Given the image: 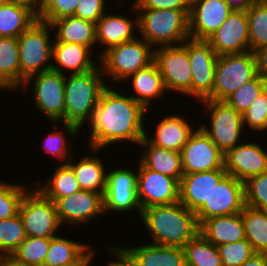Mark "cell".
Masks as SVG:
<instances>
[{"mask_svg":"<svg viewBox=\"0 0 267 266\" xmlns=\"http://www.w3.org/2000/svg\"><path fill=\"white\" fill-rule=\"evenodd\" d=\"M0 266H28L24 262L17 260L12 255H1L0 256Z\"/></svg>","mask_w":267,"mask_h":266,"instance_id":"53","label":"cell"},{"mask_svg":"<svg viewBox=\"0 0 267 266\" xmlns=\"http://www.w3.org/2000/svg\"><path fill=\"white\" fill-rule=\"evenodd\" d=\"M227 174L242 182L267 171V150L254 142L240 143L225 154Z\"/></svg>","mask_w":267,"mask_h":266,"instance_id":"18","label":"cell"},{"mask_svg":"<svg viewBox=\"0 0 267 266\" xmlns=\"http://www.w3.org/2000/svg\"><path fill=\"white\" fill-rule=\"evenodd\" d=\"M256 75V60L253 52L218 55L213 92L206 99L225 101Z\"/></svg>","mask_w":267,"mask_h":266,"instance_id":"8","label":"cell"},{"mask_svg":"<svg viewBox=\"0 0 267 266\" xmlns=\"http://www.w3.org/2000/svg\"><path fill=\"white\" fill-rule=\"evenodd\" d=\"M62 124H63L62 131L58 130V126L56 122L55 124H53L54 129L56 128V130H54L50 135L44 138V143L42 144V146L44 147V150L48 154H52L53 157L56 158V160L58 158V161L59 160L62 161V163H59V164H67V162L70 159H72L71 154L73 153V151L71 150L73 148L72 147L73 143L71 145L68 144L69 141L67 142L66 140L68 138L63 134L67 133L70 137H72L73 139H76L75 137L80 135L79 134L80 130L75 125H71L67 123H62Z\"/></svg>","mask_w":267,"mask_h":266,"instance_id":"38","label":"cell"},{"mask_svg":"<svg viewBox=\"0 0 267 266\" xmlns=\"http://www.w3.org/2000/svg\"><path fill=\"white\" fill-rule=\"evenodd\" d=\"M245 205L267 211V171L244 182Z\"/></svg>","mask_w":267,"mask_h":266,"instance_id":"43","label":"cell"},{"mask_svg":"<svg viewBox=\"0 0 267 266\" xmlns=\"http://www.w3.org/2000/svg\"><path fill=\"white\" fill-rule=\"evenodd\" d=\"M232 11L224 0H191L189 37L207 40Z\"/></svg>","mask_w":267,"mask_h":266,"instance_id":"20","label":"cell"},{"mask_svg":"<svg viewBox=\"0 0 267 266\" xmlns=\"http://www.w3.org/2000/svg\"><path fill=\"white\" fill-rule=\"evenodd\" d=\"M58 218L62 226L88 224L101 214L104 215L103 194L91 190H79L60 198L56 202Z\"/></svg>","mask_w":267,"mask_h":266,"instance_id":"17","label":"cell"},{"mask_svg":"<svg viewBox=\"0 0 267 266\" xmlns=\"http://www.w3.org/2000/svg\"><path fill=\"white\" fill-rule=\"evenodd\" d=\"M92 51L89 47L76 43L54 42L51 70L62 75L67 72L77 74L93 70L99 65V61H93L95 59L91 56L94 54Z\"/></svg>","mask_w":267,"mask_h":266,"instance_id":"23","label":"cell"},{"mask_svg":"<svg viewBox=\"0 0 267 266\" xmlns=\"http://www.w3.org/2000/svg\"><path fill=\"white\" fill-rule=\"evenodd\" d=\"M31 86L35 108L49 121L64 123L65 75L54 70L38 73L27 78L20 89L27 91Z\"/></svg>","mask_w":267,"mask_h":266,"instance_id":"10","label":"cell"},{"mask_svg":"<svg viewBox=\"0 0 267 266\" xmlns=\"http://www.w3.org/2000/svg\"><path fill=\"white\" fill-rule=\"evenodd\" d=\"M200 233L215 246L245 239L242 214L209 218L200 225Z\"/></svg>","mask_w":267,"mask_h":266,"instance_id":"29","label":"cell"},{"mask_svg":"<svg viewBox=\"0 0 267 266\" xmlns=\"http://www.w3.org/2000/svg\"><path fill=\"white\" fill-rule=\"evenodd\" d=\"M186 266H223L217 248L201 233L184 247Z\"/></svg>","mask_w":267,"mask_h":266,"instance_id":"37","label":"cell"},{"mask_svg":"<svg viewBox=\"0 0 267 266\" xmlns=\"http://www.w3.org/2000/svg\"><path fill=\"white\" fill-rule=\"evenodd\" d=\"M107 253L109 252L112 256V259L115 260L107 263L108 266H136L135 262L130 258V256L121 248L117 246H109L107 248Z\"/></svg>","mask_w":267,"mask_h":266,"instance_id":"49","label":"cell"},{"mask_svg":"<svg viewBox=\"0 0 267 266\" xmlns=\"http://www.w3.org/2000/svg\"><path fill=\"white\" fill-rule=\"evenodd\" d=\"M54 1L55 0H36V17L39 19Z\"/></svg>","mask_w":267,"mask_h":266,"instance_id":"55","label":"cell"},{"mask_svg":"<svg viewBox=\"0 0 267 266\" xmlns=\"http://www.w3.org/2000/svg\"><path fill=\"white\" fill-rule=\"evenodd\" d=\"M38 18L28 9L7 3L0 6V34L4 37L18 38Z\"/></svg>","mask_w":267,"mask_h":266,"instance_id":"34","label":"cell"},{"mask_svg":"<svg viewBox=\"0 0 267 266\" xmlns=\"http://www.w3.org/2000/svg\"><path fill=\"white\" fill-rule=\"evenodd\" d=\"M3 38L4 36L0 34V42L2 41Z\"/></svg>","mask_w":267,"mask_h":266,"instance_id":"58","label":"cell"},{"mask_svg":"<svg viewBox=\"0 0 267 266\" xmlns=\"http://www.w3.org/2000/svg\"><path fill=\"white\" fill-rule=\"evenodd\" d=\"M135 9L190 10L191 0H135Z\"/></svg>","mask_w":267,"mask_h":266,"instance_id":"48","label":"cell"},{"mask_svg":"<svg viewBox=\"0 0 267 266\" xmlns=\"http://www.w3.org/2000/svg\"><path fill=\"white\" fill-rule=\"evenodd\" d=\"M50 30L49 23L38 19L17 38L20 88L32 75L51 70L54 39H51Z\"/></svg>","mask_w":267,"mask_h":266,"instance_id":"5","label":"cell"},{"mask_svg":"<svg viewBox=\"0 0 267 266\" xmlns=\"http://www.w3.org/2000/svg\"><path fill=\"white\" fill-rule=\"evenodd\" d=\"M244 206V182L226 174L214 187L208 202H205L195 214L201 225L212 217L241 213Z\"/></svg>","mask_w":267,"mask_h":266,"instance_id":"14","label":"cell"},{"mask_svg":"<svg viewBox=\"0 0 267 266\" xmlns=\"http://www.w3.org/2000/svg\"><path fill=\"white\" fill-rule=\"evenodd\" d=\"M107 2V0H80L74 16L96 24L108 10L105 5Z\"/></svg>","mask_w":267,"mask_h":266,"instance_id":"46","label":"cell"},{"mask_svg":"<svg viewBox=\"0 0 267 266\" xmlns=\"http://www.w3.org/2000/svg\"><path fill=\"white\" fill-rule=\"evenodd\" d=\"M199 102L205 106L203 111L208 113L206 117L210 115L209 127L201 123L199 128L210 137L224 155L242 143L241 137L244 135L242 115L235 108L226 101L204 99Z\"/></svg>","mask_w":267,"mask_h":266,"instance_id":"7","label":"cell"},{"mask_svg":"<svg viewBox=\"0 0 267 266\" xmlns=\"http://www.w3.org/2000/svg\"><path fill=\"white\" fill-rule=\"evenodd\" d=\"M91 246L56 236L51 238L43 266H66L71 264H91L95 250Z\"/></svg>","mask_w":267,"mask_h":266,"instance_id":"26","label":"cell"},{"mask_svg":"<svg viewBox=\"0 0 267 266\" xmlns=\"http://www.w3.org/2000/svg\"><path fill=\"white\" fill-rule=\"evenodd\" d=\"M54 42L76 43L91 50L96 42L95 23L77 16H67L53 21L51 24ZM56 30V31H55Z\"/></svg>","mask_w":267,"mask_h":266,"instance_id":"30","label":"cell"},{"mask_svg":"<svg viewBox=\"0 0 267 266\" xmlns=\"http://www.w3.org/2000/svg\"><path fill=\"white\" fill-rule=\"evenodd\" d=\"M207 41L217 55L249 51V28L246 11H232Z\"/></svg>","mask_w":267,"mask_h":266,"instance_id":"19","label":"cell"},{"mask_svg":"<svg viewBox=\"0 0 267 266\" xmlns=\"http://www.w3.org/2000/svg\"><path fill=\"white\" fill-rule=\"evenodd\" d=\"M136 266H186L183 248L160 246L150 242L142 246L122 247Z\"/></svg>","mask_w":267,"mask_h":266,"instance_id":"27","label":"cell"},{"mask_svg":"<svg viewBox=\"0 0 267 266\" xmlns=\"http://www.w3.org/2000/svg\"><path fill=\"white\" fill-rule=\"evenodd\" d=\"M242 266H267V253L255 252Z\"/></svg>","mask_w":267,"mask_h":266,"instance_id":"51","label":"cell"},{"mask_svg":"<svg viewBox=\"0 0 267 266\" xmlns=\"http://www.w3.org/2000/svg\"><path fill=\"white\" fill-rule=\"evenodd\" d=\"M125 81H129V84L131 82L134 90L135 96L133 94L129 96L147 111L151 105L153 106L152 103L155 99L163 98L165 96L164 92H167L159 68L154 61L147 67L130 75Z\"/></svg>","mask_w":267,"mask_h":266,"instance_id":"25","label":"cell"},{"mask_svg":"<svg viewBox=\"0 0 267 266\" xmlns=\"http://www.w3.org/2000/svg\"><path fill=\"white\" fill-rule=\"evenodd\" d=\"M140 219L155 245L183 248L200 233L195 212L181 202L143 209Z\"/></svg>","mask_w":267,"mask_h":266,"instance_id":"2","label":"cell"},{"mask_svg":"<svg viewBox=\"0 0 267 266\" xmlns=\"http://www.w3.org/2000/svg\"><path fill=\"white\" fill-rule=\"evenodd\" d=\"M10 3L24 7L36 16V0H10Z\"/></svg>","mask_w":267,"mask_h":266,"instance_id":"54","label":"cell"},{"mask_svg":"<svg viewBox=\"0 0 267 266\" xmlns=\"http://www.w3.org/2000/svg\"><path fill=\"white\" fill-rule=\"evenodd\" d=\"M187 52L192 72L191 97L201 101L213 92L218 55L207 40L191 38L187 39Z\"/></svg>","mask_w":267,"mask_h":266,"instance_id":"13","label":"cell"},{"mask_svg":"<svg viewBox=\"0 0 267 266\" xmlns=\"http://www.w3.org/2000/svg\"><path fill=\"white\" fill-rule=\"evenodd\" d=\"M157 64L166 90L191 98L192 72L187 52V40L181 45L154 49Z\"/></svg>","mask_w":267,"mask_h":266,"instance_id":"11","label":"cell"},{"mask_svg":"<svg viewBox=\"0 0 267 266\" xmlns=\"http://www.w3.org/2000/svg\"><path fill=\"white\" fill-rule=\"evenodd\" d=\"M144 147L138 159L146 168L173 177L180 182L183 176L180 152L152 145L145 137L138 144Z\"/></svg>","mask_w":267,"mask_h":266,"instance_id":"31","label":"cell"},{"mask_svg":"<svg viewBox=\"0 0 267 266\" xmlns=\"http://www.w3.org/2000/svg\"><path fill=\"white\" fill-rule=\"evenodd\" d=\"M66 266H91L90 264H71Z\"/></svg>","mask_w":267,"mask_h":266,"instance_id":"56","label":"cell"},{"mask_svg":"<svg viewBox=\"0 0 267 266\" xmlns=\"http://www.w3.org/2000/svg\"><path fill=\"white\" fill-rule=\"evenodd\" d=\"M180 155L184 174L225 170V155L200 128L191 134Z\"/></svg>","mask_w":267,"mask_h":266,"instance_id":"15","label":"cell"},{"mask_svg":"<svg viewBox=\"0 0 267 266\" xmlns=\"http://www.w3.org/2000/svg\"><path fill=\"white\" fill-rule=\"evenodd\" d=\"M139 36L154 49L156 46L181 45L189 39L190 10L135 9ZM139 13H137V12Z\"/></svg>","mask_w":267,"mask_h":266,"instance_id":"4","label":"cell"},{"mask_svg":"<svg viewBox=\"0 0 267 266\" xmlns=\"http://www.w3.org/2000/svg\"><path fill=\"white\" fill-rule=\"evenodd\" d=\"M22 219L17 213L15 216L0 220V256L12 253L26 239Z\"/></svg>","mask_w":267,"mask_h":266,"instance_id":"39","label":"cell"},{"mask_svg":"<svg viewBox=\"0 0 267 266\" xmlns=\"http://www.w3.org/2000/svg\"><path fill=\"white\" fill-rule=\"evenodd\" d=\"M137 191L141 209L179 202L180 182L146 168L138 160Z\"/></svg>","mask_w":267,"mask_h":266,"instance_id":"16","label":"cell"},{"mask_svg":"<svg viewBox=\"0 0 267 266\" xmlns=\"http://www.w3.org/2000/svg\"><path fill=\"white\" fill-rule=\"evenodd\" d=\"M249 28V51L267 46V0L254 1L246 10Z\"/></svg>","mask_w":267,"mask_h":266,"instance_id":"36","label":"cell"},{"mask_svg":"<svg viewBox=\"0 0 267 266\" xmlns=\"http://www.w3.org/2000/svg\"><path fill=\"white\" fill-rule=\"evenodd\" d=\"M223 266H242L255 251L247 239L216 246Z\"/></svg>","mask_w":267,"mask_h":266,"instance_id":"45","label":"cell"},{"mask_svg":"<svg viewBox=\"0 0 267 266\" xmlns=\"http://www.w3.org/2000/svg\"><path fill=\"white\" fill-rule=\"evenodd\" d=\"M115 84L111 83L112 86L108 85L102 91L88 123L91 132L89 148L102 150L111 144L125 142L139 144L145 137L144 120L149 111L128 94L116 91Z\"/></svg>","mask_w":267,"mask_h":266,"instance_id":"1","label":"cell"},{"mask_svg":"<svg viewBox=\"0 0 267 266\" xmlns=\"http://www.w3.org/2000/svg\"><path fill=\"white\" fill-rule=\"evenodd\" d=\"M233 11H246L257 0H224Z\"/></svg>","mask_w":267,"mask_h":266,"instance_id":"52","label":"cell"},{"mask_svg":"<svg viewBox=\"0 0 267 266\" xmlns=\"http://www.w3.org/2000/svg\"><path fill=\"white\" fill-rule=\"evenodd\" d=\"M266 88L267 81L257 74L233 92L225 101L242 114Z\"/></svg>","mask_w":267,"mask_h":266,"instance_id":"41","label":"cell"},{"mask_svg":"<svg viewBox=\"0 0 267 266\" xmlns=\"http://www.w3.org/2000/svg\"><path fill=\"white\" fill-rule=\"evenodd\" d=\"M241 115L245 128L249 127L252 131L259 132L258 134L267 131V88Z\"/></svg>","mask_w":267,"mask_h":266,"instance_id":"44","label":"cell"},{"mask_svg":"<svg viewBox=\"0 0 267 266\" xmlns=\"http://www.w3.org/2000/svg\"><path fill=\"white\" fill-rule=\"evenodd\" d=\"M50 241L51 238L26 237L12 256L28 266H43Z\"/></svg>","mask_w":267,"mask_h":266,"instance_id":"40","label":"cell"},{"mask_svg":"<svg viewBox=\"0 0 267 266\" xmlns=\"http://www.w3.org/2000/svg\"><path fill=\"white\" fill-rule=\"evenodd\" d=\"M19 46L17 38L4 37L0 42V90L20 88Z\"/></svg>","mask_w":267,"mask_h":266,"instance_id":"32","label":"cell"},{"mask_svg":"<svg viewBox=\"0 0 267 266\" xmlns=\"http://www.w3.org/2000/svg\"><path fill=\"white\" fill-rule=\"evenodd\" d=\"M10 0H0V6L9 3Z\"/></svg>","mask_w":267,"mask_h":266,"instance_id":"57","label":"cell"},{"mask_svg":"<svg viewBox=\"0 0 267 266\" xmlns=\"http://www.w3.org/2000/svg\"><path fill=\"white\" fill-rule=\"evenodd\" d=\"M245 239L255 252L267 253V211L244 206L242 212Z\"/></svg>","mask_w":267,"mask_h":266,"instance_id":"35","label":"cell"},{"mask_svg":"<svg viewBox=\"0 0 267 266\" xmlns=\"http://www.w3.org/2000/svg\"><path fill=\"white\" fill-rule=\"evenodd\" d=\"M103 77L100 64L84 73L65 75L64 123L75 125L82 131L84 124L91 121L100 95L109 83Z\"/></svg>","mask_w":267,"mask_h":266,"instance_id":"3","label":"cell"},{"mask_svg":"<svg viewBox=\"0 0 267 266\" xmlns=\"http://www.w3.org/2000/svg\"><path fill=\"white\" fill-rule=\"evenodd\" d=\"M226 174V170L183 174L179 184V202L196 212L205 202H208L214 187Z\"/></svg>","mask_w":267,"mask_h":266,"instance_id":"21","label":"cell"},{"mask_svg":"<svg viewBox=\"0 0 267 266\" xmlns=\"http://www.w3.org/2000/svg\"><path fill=\"white\" fill-rule=\"evenodd\" d=\"M110 13L106 12L95 24L96 42L103 48L102 51L95 53L98 54L97 61L110 47L137 37L134 34V31L138 29L137 15L131 19L124 14Z\"/></svg>","mask_w":267,"mask_h":266,"instance_id":"22","label":"cell"},{"mask_svg":"<svg viewBox=\"0 0 267 266\" xmlns=\"http://www.w3.org/2000/svg\"><path fill=\"white\" fill-rule=\"evenodd\" d=\"M104 78L121 83L154 61V48L140 36L110 47L99 58ZM106 75V76H105Z\"/></svg>","mask_w":267,"mask_h":266,"instance_id":"6","label":"cell"},{"mask_svg":"<svg viewBox=\"0 0 267 266\" xmlns=\"http://www.w3.org/2000/svg\"><path fill=\"white\" fill-rule=\"evenodd\" d=\"M80 0H55L53 4L40 16L39 20L51 24L53 21L72 16Z\"/></svg>","mask_w":267,"mask_h":266,"instance_id":"47","label":"cell"},{"mask_svg":"<svg viewBox=\"0 0 267 266\" xmlns=\"http://www.w3.org/2000/svg\"><path fill=\"white\" fill-rule=\"evenodd\" d=\"M103 200L104 213L113 211L125 214L135 209L140 218L142 209L138 199L137 171L127 167L108 171Z\"/></svg>","mask_w":267,"mask_h":266,"instance_id":"12","label":"cell"},{"mask_svg":"<svg viewBox=\"0 0 267 266\" xmlns=\"http://www.w3.org/2000/svg\"><path fill=\"white\" fill-rule=\"evenodd\" d=\"M157 123L154 137H150L146 131L145 138L154 146L176 152L181 151L195 131L194 126L184 116H180L179 113L178 115H167Z\"/></svg>","mask_w":267,"mask_h":266,"instance_id":"24","label":"cell"},{"mask_svg":"<svg viewBox=\"0 0 267 266\" xmlns=\"http://www.w3.org/2000/svg\"><path fill=\"white\" fill-rule=\"evenodd\" d=\"M31 188L23 196L19 215L27 237L53 238L62 227L56 203L47 199L37 188Z\"/></svg>","mask_w":267,"mask_h":266,"instance_id":"9","label":"cell"},{"mask_svg":"<svg viewBox=\"0 0 267 266\" xmlns=\"http://www.w3.org/2000/svg\"><path fill=\"white\" fill-rule=\"evenodd\" d=\"M256 60V71L265 81H267V46L253 52Z\"/></svg>","mask_w":267,"mask_h":266,"instance_id":"50","label":"cell"},{"mask_svg":"<svg viewBox=\"0 0 267 266\" xmlns=\"http://www.w3.org/2000/svg\"><path fill=\"white\" fill-rule=\"evenodd\" d=\"M30 188L19 184L0 181V220L15 216L21 200Z\"/></svg>","mask_w":267,"mask_h":266,"instance_id":"42","label":"cell"},{"mask_svg":"<svg viewBox=\"0 0 267 266\" xmlns=\"http://www.w3.org/2000/svg\"><path fill=\"white\" fill-rule=\"evenodd\" d=\"M90 153L82 156L77 164L73 160H69L67 164L75 173L80 188L83 190H91L104 195L107 183L106 167L101 158L96 154L99 149L89 148Z\"/></svg>","mask_w":267,"mask_h":266,"instance_id":"28","label":"cell"},{"mask_svg":"<svg viewBox=\"0 0 267 266\" xmlns=\"http://www.w3.org/2000/svg\"><path fill=\"white\" fill-rule=\"evenodd\" d=\"M53 176L47 178L37 188L47 199L57 202L60 198L69 196L81 190L75 173L68 164H58ZM40 184V185H39Z\"/></svg>","mask_w":267,"mask_h":266,"instance_id":"33","label":"cell"}]
</instances>
